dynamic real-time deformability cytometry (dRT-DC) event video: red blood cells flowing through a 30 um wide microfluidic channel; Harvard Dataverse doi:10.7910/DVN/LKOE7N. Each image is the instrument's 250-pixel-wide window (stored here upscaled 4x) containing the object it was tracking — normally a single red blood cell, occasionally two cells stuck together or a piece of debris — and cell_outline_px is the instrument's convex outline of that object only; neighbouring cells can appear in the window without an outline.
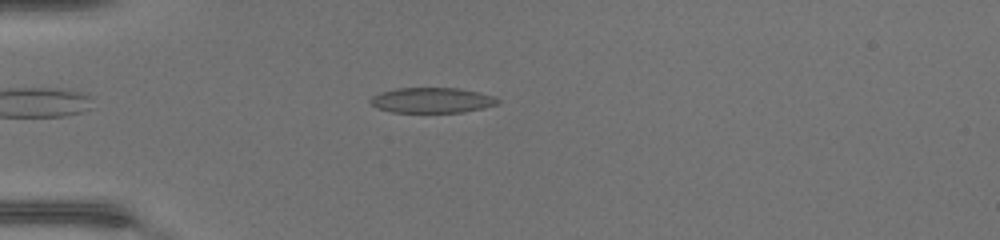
{"species": "common noctule bat (a hibernating species)", "species_latin": "Nyctalus noctula", "temperature_condition": "warm", "stored_images_in_passage": 36, "camera_frame_rate_fps": 3000, "um_per_image_px": 0.085, "animal": {"sex": "female", "body_mass_g": 17.0, "forearm_length_mm": 48.0}, "frame": {"image": 1, "passage_image": 3, "time_ms": 0.667, "image_size_px": [1000, 240], "cell_outline_px": [[500, 104], [484, 108], [464, 112], [392, 112], [376, 108], [368, 100], [372, 96], [380, 92], [396, 88], [460, 88], [492, 96], [500, 100]], "centroid_in_image_um": [36.7, 8.52], "position_along_channel_um": 48.3, "area_um2": 18.84}}
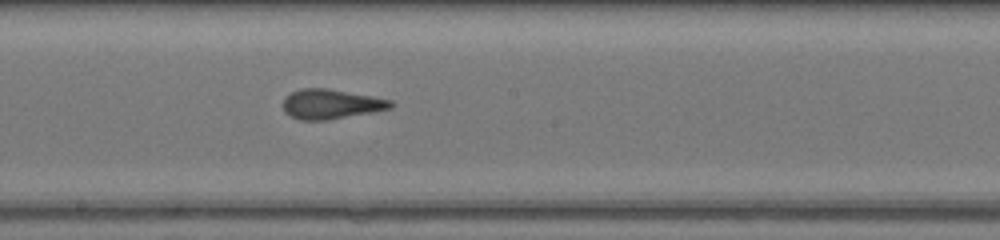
{"frame": {"image": 2, "passage_image": 16, "time_ms": 5.0, "image_size_px": [1000, 240], "cell_outline_px": [[392, 108], [324, 120], [300, 120], [284, 112], [284, 96], [300, 88], [328, 88], [372, 96], [392, 100]], "centroid_in_image_um": [28.1, 8.83], "position_along_channel_um": 220.1, "area_um2": 18.38}}
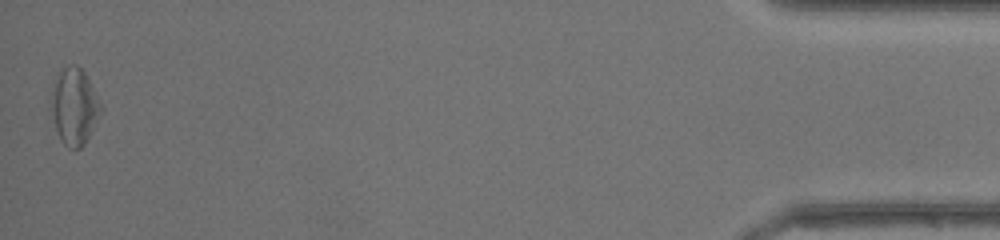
{"frame": {"image": 3, "passage_image": 36, "time_ms": 11.667, "image_size_px": [1000, 240], "cell_outline_px": [[104, 108], [84, 144], [80, 148], [68, 148], [60, 140], [56, 128], [52, 104], [56, 80], [60, 72], [64, 68], [72, 64], [76, 64], [84, 72]], "centroid_in_image_um": [6.37, 9.08], "position_along_channel_um": 428.8, "area_um2": 21.33}, "authors_computed_cell_mechanics": {"area_um2": 18.6405, "velocity_mm_per_s": 4.4762, "shape_relaxation_time_tau1_ms": 4.6985, "shape_relaxation_time_tau2_ms": 1.4224, "deformation_change_tau1": 0.1882, "deformation_change_tau2": 0.1051}}